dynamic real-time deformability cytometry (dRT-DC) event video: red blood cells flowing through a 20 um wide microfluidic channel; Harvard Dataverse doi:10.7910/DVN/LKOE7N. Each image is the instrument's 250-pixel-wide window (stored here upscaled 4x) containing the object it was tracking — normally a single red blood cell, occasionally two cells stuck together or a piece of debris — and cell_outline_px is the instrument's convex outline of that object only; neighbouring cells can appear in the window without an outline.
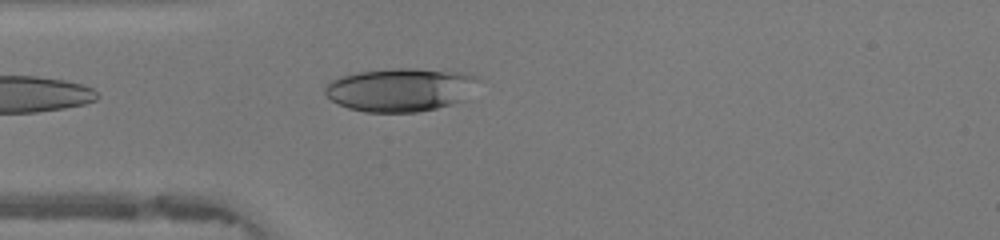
{"species": "human", "species_latin": "Homo sapiens", "temperature_condition": "warm", "stored_images_in_passage": 7, "camera_frame_rate_fps": 3000, "um_per_image_px": 0.085, "donor": {"sex": "female"}, "frame": {"image": 1, "passage_image": 1, "time_ms": 0.0, "image_size_px": [1000, 240], "cell_outline_px": [[480, 80], [464, 100], [452, 104], [436, 108], [416, 112], [364, 112], [348, 108], [332, 100], [324, 92], [324, 84], [340, 76], [356, 72], [396, 68], [412, 68], [456, 72], [476, 76]], "centroid_in_image_um": [34.0, 7.62], "position_along_channel_um": 51.0, "area_um2": 38.67}}
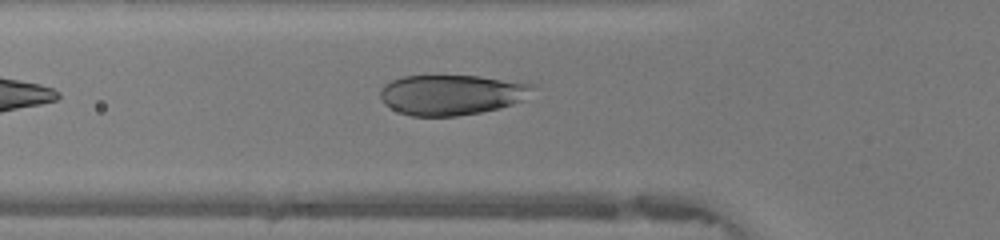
{"frame": {"image": 2, "passage_image": 4, "time_ms": 1.0, "image_size_px": [1000, 240], "cell_outline_px": [[536, 84], [520, 100], [512, 104], [500, 108], [480, 112], [456, 116], [412, 116], [400, 112], [384, 104], [380, 100], [380, 88], [384, 84], [392, 80], [404, 76], [480, 76]], "centroid_in_image_um": [38.32, 8.05], "position_along_channel_um": 87.5, "area_um2": 35.49}}